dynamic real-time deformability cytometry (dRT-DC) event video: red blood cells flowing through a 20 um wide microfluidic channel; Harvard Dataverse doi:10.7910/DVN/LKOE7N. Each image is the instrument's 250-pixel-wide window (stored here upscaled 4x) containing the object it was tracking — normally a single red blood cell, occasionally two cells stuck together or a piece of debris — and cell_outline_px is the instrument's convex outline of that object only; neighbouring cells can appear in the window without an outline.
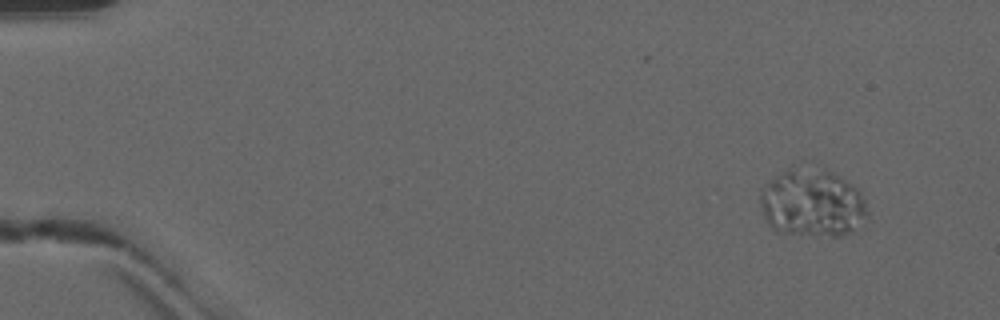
{"species": "common noctule bat (a hibernating species)", "species_latin": "Nyctalus noctula", "temperature_condition": "warm", "stored_images_in_passage": 23, "camera_frame_rate_fps": 3000, "um_per_image_px": 0.085, "animal": {"sex": "male", "forearm_length_mm": 52.5}, "frame": {"image": 1, "passage_image": 4, "time_ms": 1.0, "image_size_px": [1000, 320], "cell_outline_px": [[868, 216], [864, 228], [840, 236], [832, 236], [776, 232], [768, 224], [764, 216], [760, 204], [760, 188], [768, 180], [792, 164], [820, 168], [832, 172], [856, 188], [860, 192], [864, 200], [868, 212]], "centroid_in_image_um": [69.04, 17.25], "position_along_channel_um": 16.0, "area_um2": 43.47}}
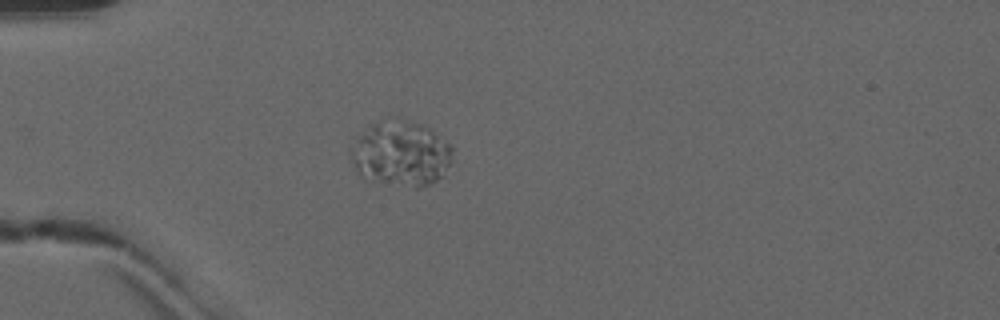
{"frame": {"image": 2, "passage_image": 15, "time_ms": 4.667, "image_size_px": [1000, 320], "cell_outline_px": [[452, 152], [444, 176], [420, 188], [416, 188], [364, 180], [356, 168], [348, 152], [348, 144], [356, 136], [372, 124], [388, 116], [396, 116], [420, 124], [428, 128], [448, 144], [452, 148]], "centroid_in_image_um": [33.98, 13.04], "position_along_channel_um": 51.0, "area_um2": 39.25}}
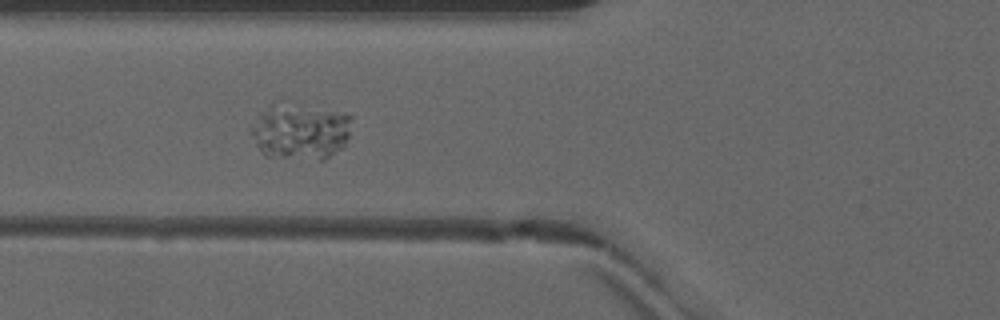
{"frame": {"image": 3, "passage_image": 20, "time_ms": 6.333, "image_size_px": [1000, 320], "cell_outline_px": [[352, 116], [348, 136], [344, 148], [324, 160], [320, 160], [264, 156], [260, 152], [248, 128], [260, 112], [284, 96], [288, 96]], "centroid_in_image_um": [25.49, 11.07], "position_along_channel_um": 100.3, "area_um2": 34.91}}